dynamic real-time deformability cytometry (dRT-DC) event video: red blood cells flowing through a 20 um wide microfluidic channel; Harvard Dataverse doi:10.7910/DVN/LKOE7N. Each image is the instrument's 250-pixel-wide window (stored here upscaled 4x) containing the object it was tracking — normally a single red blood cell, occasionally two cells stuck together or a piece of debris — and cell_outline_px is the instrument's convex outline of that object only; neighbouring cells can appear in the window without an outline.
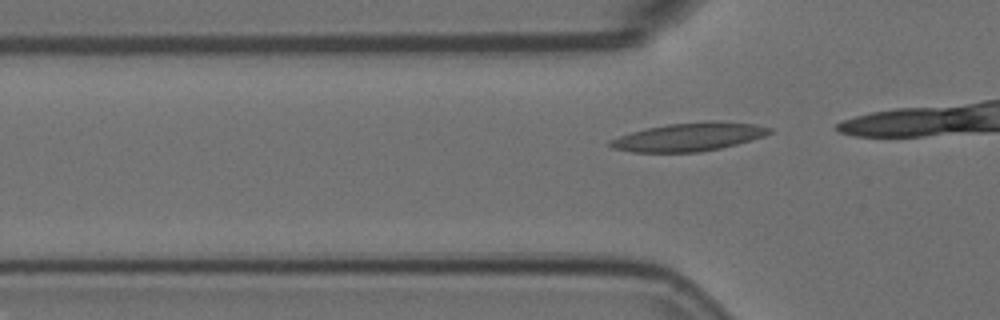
{"species": "Egyptian fruit bat (a non-hibernating species)", "species_latin": "Rousettus aegyptiacus", "temperature_condition": "room temperature", "stored_images_in_passage": 5, "segment_of_instrument_passage": [2, 2], "camera_frame_rate_fps": 3000, "um_per_image_px": 0.085, "animal": {"sex": "female"}, "frame": {"image": 1, "passage_image": 5, "time_ms": 1.333, "image_size_px": [1000, 320], "cell_outline_px": [[772, 132], [764, 136], [752, 140], [720, 148], [700, 152], [632, 152], [612, 148], [608, 144], [608, 140], [632, 132], [648, 128], [668, 124], [712, 120], [716, 120], [756, 124], [772, 128]], "centroid_in_image_um": [58.59, 11.63], "position_along_channel_um": 67.2, "area_um2": 26.36}}